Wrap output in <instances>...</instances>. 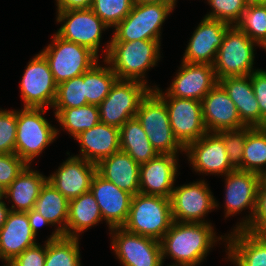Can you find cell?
I'll return each mask as SVG.
<instances>
[{"label":"cell","instance_id":"11a10c76","mask_svg":"<svg viewBox=\"0 0 266 266\" xmlns=\"http://www.w3.org/2000/svg\"><path fill=\"white\" fill-rule=\"evenodd\" d=\"M172 3H173V5L175 6V4H176V0H172Z\"/></svg>","mask_w":266,"mask_h":266},{"label":"cell","instance_id":"b9f144b4","mask_svg":"<svg viewBox=\"0 0 266 266\" xmlns=\"http://www.w3.org/2000/svg\"><path fill=\"white\" fill-rule=\"evenodd\" d=\"M27 164L16 154H0V184L7 188Z\"/></svg>","mask_w":266,"mask_h":266},{"label":"cell","instance_id":"836d02e7","mask_svg":"<svg viewBox=\"0 0 266 266\" xmlns=\"http://www.w3.org/2000/svg\"><path fill=\"white\" fill-rule=\"evenodd\" d=\"M111 66L101 67L98 62L84 72V90L87 103L99 105L109 94L112 85L117 80Z\"/></svg>","mask_w":266,"mask_h":266},{"label":"cell","instance_id":"7402d4cb","mask_svg":"<svg viewBox=\"0 0 266 266\" xmlns=\"http://www.w3.org/2000/svg\"><path fill=\"white\" fill-rule=\"evenodd\" d=\"M97 173V166L81 156H71L58 170L48 177V181L68 200L90 191L91 182Z\"/></svg>","mask_w":266,"mask_h":266},{"label":"cell","instance_id":"d590c367","mask_svg":"<svg viewBox=\"0 0 266 266\" xmlns=\"http://www.w3.org/2000/svg\"><path fill=\"white\" fill-rule=\"evenodd\" d=\"M235 25L264 48L266 46V3L249 1Z\"/></svg>","mask_w":266,"mask_h":266},{"label":"cell","instance_id":"5b68a950","mask_svg":"<svg viewBox=\"0 0 266 266\" xmlns=\"http://www.w3.org/2000/svg\"><path fill=\"white\" fill-rule=\"evenodd\" d=\"M45 108L24 107L17 111L15 153L27 164L55 139L58 129L43 117Z\"/></svg>","mask_w":266,"mask_h":266},{"label":"cell","instance_id":"816d5d0a","mask_svg":"<svg viewBox=\"0 0 266 266\" xmlns=\"http://www.w3.org/2000/svg\"><path fill=\"white\" fill-rule=\"evenodd\" d=\"M260 179L263 180V181H266V169L260 175Z\"/></svg>","mask_w":266,"mask_h":266},{"label":"cell","instance_id":"4dcf8cb0","mask_svg":"<svg viewBox=\"0 0 266 266\" xmlns=\"http://www.w3.org/2000/svg\"><path fill=\"white\" fill-rule=\"evenodd\" d=\"M68 207L69 200L47 181L41 189L34 209L48 220L52 226L59 224L56 230L63 235L67 226Z\"/></svg>","mask_w":266,"mask_h":266},{"label":"cell","instance_id":"db71d44e","mask_svg":"<svg viewBox=\"0 0 266 266\" xmlns=\"http://www.w3.org/2000/svg\"><path fill=\"white\" fill-rule=\"evenodd\" d=\"M252 2H261V3H266V0H250Z\"/></svg>","mask_w":266,"mask_h":266},{"label":"cell","instance_id":"8fae6325","mask_svg":"<svg viewBox=\"0 0 266 266\" xmlns=\"http://www.w3.org/2000/svg\"><path fill=\"white\" fill-rule=\"evenodd\" d=\"M112 248L123 266H161V243L151 237L111 228Z\"/></svg>","mask_w":266,"mask_h":266},{"label":"cell","instance_id":"9c48e42d","mask_svg":"<svg viewBox=\"0 0 266 266\" xmlns=\"http://www.w3.org/2000/svg\"><path fill=\"white\" fill-rule=\"evenodd\" d=\"M151 89L140 81L117 79L98 105L100 122L120 128L136 116L142 99Z\"/></svg>","mask_w":266,"mask_h":266},{"label":"cell","instance_id":"ac0fdd59","mask_svg":"<svg viewBox=\"0 0 266 266\" xmlns=\"http://www.w3.org/2000/svg\"><path fill=\"white\" fill-rule=\"evenodd\" d=\"M217 83L213 65L182 62L180 70L166 92L175 98L202 101Z\"/></svg>","mask_w":266,"mask_h":266},{"label":"cell","instance_id":"83f0119b","mask_svg":"<svg viewBox=\"0 0 266 266\" xmlns=\"http://www.w3.org/2000/svg\"><path fill=\"white\" fill-rule=\"evenodd\" d=\"M48 181L38 171L27 165L5 190V198H12L14 204L10 211L27 212L34 208L42 187Z\"/></svg>","mask_w":266,"mask_h":266},{"label":"cell","instance_id":"9a60e30c","mask_svg":"<svg viewBox=\"0 0 266 266\" xmlns=\"http://www.w3.org/2000/svg\"><path fill=\"white\" fill-rule=\"evenodd\" d=\"M225 217L245 209H251V215L240 222L234 230L246 229L252 222L257 202L260 175L255 172L234 170L226 175Z\"/></svg>","mask_w":266,"mask_h":266},{"label":"cell","instance_id":"8d00e7d4","mask_svg":"<svg viewBox=\"0 0 266 266\" xmlns=\"http://www.w3.org/2000/svg\"><path fill=\"white\" fill-rule=\"evenodd\" d=\"M84 90V73L58 84L57 95L52 108L55 115L62 109L87 105Z\"/></svg>","mask_w":266,"mask_h":266},{"label":"cell","instance_id":"681fc988","mask_svg":"<svg viewBox=\"0 0 266 266\" xmlns=\"http://www.w3.org/2000/svg\"><path fill=\"white\" fill-rule=\"evenodd\" d=\"M135 3H163L172 2V0H134Z\"/></svg>","mask_w":266,"mask_h":266},{"label":"cell","instance_id":"8992f818","mask_svg":"<svg viewBox=\"0 0 266 266\" xmlns=\"http://www.w3.org/2000/svg\"><path fill=\"white\" fill-rule=\"evenodd\" d=\"M135 117L158 154L184 151L173 135L165 101L153 89L142 99Z\"/></svg>","mask_w":266,"mask_h":266},{"label":"cell","instance_id":"f35d334b","mask_svg":"<svg viewBox=\"0 0 266 266\" xmlns=\"http://www.w3.org/2000/svg\"><path fill=\"white\" fill-rule=\"evenodd\" d=\"M213 9L205 17L220 20L229 25L236 24L250 0H207Z\"/></svg>","mask_w":266,"mask_h":266},{"label":"cell","instance_id":"f907efd6","mask_svg":"<svg viewBox=\"0 0 266 266\" xmlns=\"http://www.w3.org/2000/svg\"><path fill=\"white\" fill-rule=\"evenodd\" d=\"M5 190L6 188L2 184H0V198H5Z\"/></svg>","mask_w":266,"mask_h":266},{"label":"cell","instance_id":"30bf717a","mask_svg":"<svg viewBox=\"0 0 266 266\" xmlns=\"http://www.w3.org/2000/svg\"><path fill=\"white\" fill-rule=\"evenodd\" d=\"M152 89L165 101L173 135L183 148L208 132L203 121L201 101L175 98L158 87Z\"/></svg>","mask_w":266,"mask_h":266},{"label":"cell","instance_id":"4fadbf2b","mask_svg":"<svg viewBox=\"0 0 266 266\" xmlns=\"http://www.w3.org/2000/svg\"><path fill=\"white\" fill-rule=\"evenodd\" d=\"M57 12V22L64 24L56 34L66 41L89 48L98 56L101 34L108 26L91 9Z\"/></svg>","mask_w":266,"mask_h":266},{"label":"cell","instance_id":"c3c4849f","mask_svg":"<svg viewBox=\"0 0 266 266\" xmlns=\"http://www.w3.org/2000/svg\"><path fill=\"white\" fill-rule=\"evenodd\" d=\"M2 199L3 198H0V229L3 227L10 212V209L7 208L6 203H4Z\"/></svg>","mask_w":266,"mask_h":266},{"label":"cell","instance_id":"74e56055","mask_svg":"<svg viewBox=\"0 0 266 266\" xmlns=\"http://www.w3.org/2000/svg\"><path fill=\"white\" fill-rule=\"evenodd\" d=\"M134 3V0H93L91 10L108 27H116L130 13Z\"/></svg>","mask_w":266,"mask_h":266},{"label":"cell","instance_id":"7a4b0ae2","mask_svg":"<svg viewBox=\"0 0 266 266\" xmlns=\"http://www.w3.org/2000/svg\"><path fill=\"white\" fill-rule=\"evenodd\" d=\"M160 46L157 40L110 41L104 62L110 64L118 79L146 84L144 74L160 60Z\"/></svg>","mask_w":266,"mask_h":266},{"label":"cell","instance_id":"f5cc1de1","mask_svg":"<svg viewBox=\"0 0 266 266\" xmlns=\"http://www.w3.org/2000/svg\"><path fill=\"white\" fill-rule=\"evenodd\" d=\"M6 262V265L4 266H15L11 261H5Z\"/></svg>","mask_w":266,"mask_h":266},{"label":"cell","instance_id":"ee69618b","mask_svg":"<svg viewBox=\"0 0 266 266\" xmlns=\"http://www.w3.org/2000/svg\"><path fill=\"white\" fill-rule=\"evenodd\" d=\"M251 83L261 112V127H266V71L257 69L252 72Z\"/></svg>","mask_w":266,"mask_h":266},{"label":"cell","instance_id":"7dc6e473","mask_svg":"<svg viewBox=\"0 0 266 266\" xmlns=\"http://www.w3.org/2000/svg\"><path fill=\"white\" fill-rule=\"evenodd\" d=\"M27 216L29 219V224H30L31 230L35 236H37V230H38V228H40V226L51 225V223L48 220H46L34 208L31 209L30 211H27Z\"/></svg>","mask_w":266,"mask_h":266},{"label":"cell","instance_id":"1f68e13d","mask_svg":"<svg viewBox=\"0 0 266 266\" xmlns=\"http://www.w3.org/2000/svg\"><path fill=\"white\" fill-rule=\"evenodd\" d=\"M78 240L55 229L47 240L45 266H81Z\"/></svg>","mask_w":266,"mask_h":266},{"label":"cell","instance_id":"277c9868","mask_svg":"<svg viewBox=\"0 0 266 266\" xmlns=\"http://www.w3.org/2000/svg\"><path fill=\"white\" fill-rule=\"evenodd\" d=\"M174 7L172 2L134 3L130 13L115 27L111 41L160 42L161 26Z\"/></svg>","mask_w":266,"mask_h":266},{"label":"cell","instance_id":"bcb514c9","mask_svg":"<svg viewBox=\"0 0 266 266\" xmlns=\"http://www.w3.org/2000/svg\"><path fill=\"white\" fill-rule=\"evenodd\" d=\"M57 11L91 9L93 0H56Z\"/></svg>","mask_w":266,"mask_h":266},{"label":"cell","instance_id":"603a6c76","mask_svg":"<svg viewBox=\"0 0 266 266\" xmlns=\"http://www.w3.org/2000/svg\"><path fill=\"white\" fill-rule=\"evenodd\" d=\"M80 143L83 159L98 164L120 151V128L99 122L75 137Z\"/></svg>","mask_w":266,"mask_h":266},{"label":"cell","instance_id":"60d3db41","mask_svg":"<svg viewBox=\"0 0 266 266\" xmlns=\"http://www.w3.org/2000/svg\"><path fill=\"white\" fill-rule=\"evenodd\" d=\"M17 111L0 110V154L15 153Z\"/></svg>","mask_w":266,"mask_h":266},{"label":"cell","instance_id":"f546056e","mask_svg":"<svg viewBox=\"0 0 266 266\" xmlns=\"http://www.w3.org/2000/svg\"><path fill=\"white\" fill-rule=\"evenodd\" d=\"M120 150L128 153L138 164L146 163L158 155L136 117L120 127Z\"/></svg>","mask_w":266,"mask_h":266},{"label":"cell","instance_id":"6da1fadb","mask_svg":"<svg viewBox=\"0 0 266 266\" xmlns=\"http://www.w3.org/2000/svg\"><path fill=\"white\" fill-rule=\"evenodd\" d=\"M211 223L176 222L160 240L162 261L169 254L173 265L196 266L206 257L215 240ZM177 262V263H176Z\"/></svg>","mask_w":266,"mask_h":266},{"label":"cell","instance_id":"ffe728a7","mask_svg":"<svg viewBox=\"0 0 266 266\" xmlns=\"http://www.w3.org/2000/svg\"><path fill=\"white\" fill-rule=\"evenodd\" d=\"M202 102L203 121L208 132L218 133L245 127L234 102L224 88L217 83Z\"/></svg>","mask_w":266,"mask_h":266},{"label":"cell","instance_id":"44dd1931","mask_svg":"<svg viewBox=\"0 0 266 266\" xmlns=\"http://www.w3.org/2000/svg\"><path fill=\"white\" fill-rule=\"evenodd\" d=\"M176 157L177 155L158 154L140 164L139 192L170 198L178 172Z\"/></svg>","mask_w":266,"mask_h":266},{"label":"cell","instance_id":"d4e9b609","mask_svg":"<svg viewBox=\"0 0 266 266\" xmlns=\"http://www.w3.org/2000/svg\"><path fill=\"white\" fill-rule=\"evenodd\" d=\"M226 243L228 258L236 266H266V234L234 230Z\"/></svg>","mask_w":266,"mask_h":266},{"label":"cell","instance_id":"d6a6232c","mask_svg":"<svg viewBox=\"0 0 266 266\" xmlns=\"http://www.w3.org/2000/svg\"><path fill=\"white\" fill-rule=\"evenodd\" d=\"M265 165L266 127L246 126V142L243 150L242 171L255 172L261 175Z\"/></svg>","mask_w":266,"mask_h":266},{"label":"cell","instance_id":"2e32d148","mask_svg":"<svg viewBox=\"0 0 266 266\" xmlns=\"http://www.w3.org/2000/svg\"><path fill=\"white\" fill-rule=\"evenodd\" d=\"M184 151L188 153L194 170L199 173L226 175L236 170L230 164L223 139L217 133L207 132L188 144Z\"/></svg>","mask_w":266,"mask_h":266},{"label":"cell","instance_id":"e575fe53","mask_svg":"<svg viewBox=\"0 0 266 266\" xmlns=\"http://www.w3.org/2000/svg\"><path fill=\"white\" fill-rule=\"evenodd\" d=\"M55 116L61 126L74 138L100 122L99 107L91 104L62 109Z\"/></svg>","mask_w":266,"mask_h":266},{"label":"cell","instance_id":"f6af8a7d","mask_svg":"<svg viewBox=\"0 0 266 266\" xmlns=\"http://www.w3.org/2000/svg\"><path fill=\"white\" fill-rule=\"evenodd\" d=\"M47 241L44 247L38 245L27 248L11 262L15 266H45Z\"/></svg>","mask_w":266,"mask_h":266},{"label":"cell","instance_id":"7c38bea8","mask_svg":"<svg viewBox=\"0 0 266 266\" xmlns=\"http://www.w3.org/2000/svg\"><path fill=\"white\" fill-rule=\"evenodd\" d=\"M20 85L24 107H53L58 84L41 53L35 55L28 63Z\"/></svg>","mask_w":266,"mask_h":266},{"label":"cell","instance_id":"f1b7e54d","mask_svg":"<svg viewBox=\"0 0 266 266\" xmlns=\"http://www.w3.org/2000/svg\"><path fill=\"white\" fill-rule=\"evenodd\" d=\"M102 214L91 191L69 200L68 220L63 236L79 237L78 233L102 221Z\"/></svg>","mask_w":266,"mask_h":266},{"label":"cell","instance_id":"cb8c5ba5","mask_svg":"<svg viewBox=\"0 0 266 266\" xmlns=\"http://www.w3.org/2000/svg\"><path fill=\"white\" fill-rule=\"evenodd\" d=\"M35 238L27 212L10 211L0 229V259L12 261L27 248L38 244Z\"/></svg>","mask_w":266,"mask_h":266},{"label":"cell","instance_id":"484cf974","mask_svg":"<svg viewBox=\"0 0 266 266\" xmlns=\"http://www.w3.org/2000/svg\"><path fill=\"white\" fill-rule=\"evenodd\" d=\"M96 166L97 173L105 180L133 196L139 193L140 164L128 153L120 150L103 159Z\"/></svg>","mask_w":266,"mask_h":266},{"label":"cell","instance_id":"7bdbcfd3","mask_svg":"<svg viewBox=\"0 0 266 266\" xmlns=\"http://www.w3.org/2000/svg\"><path fill=\"white\" fill-rule=\"evenodd\" d=\"M246 230L266 234V181L260 179L253 220Z\"/></svg>","mask_w":266,"mask_h":266},{"label":"cell","instance_id":"52a82bcc","mask_svg":"<svg viewBox=\"0 0 266 266\" xmlns=\"http://www.w3.org/2000/svg\"><path fill=\"white\" fill-rule=\"evenodd\" d=\"M255 43L235 24L229 25L213 65L217 79L247 76L256 71L252 70L254 45H260Z\"/></svg>","mask_w":266,"mask_h":266},{"label":"cell","instance_id":"e0dca14e","mask_svg":"<svg viewBox=\"0 0 266 266\" xmlns=\"http://www.w3.org/2000/svg\"><path fill=\"white\" fill-rule=\"evenodd\" d=\"M228 26L224 21L204 17L189 40L182 62L214 65Z\"/></svg>","mask_w":266,"mask_h":266},{"label":"cell","instance_id":"ba28073f","mask_svg":"<svg viewBox=\"0 0 266 266\" xmlns=\"http://www.w3.org/2000/svg\"><path fill=\"white\" fill-rule=\"evenodd\" d=\"M41 54L47 60L57 84L82 75L98 62L99 57L89 48L66 41L57 34Z\"/></svg>","mask_w":266,"mask_h":266},{"label":"cell","instance_id":"3957f363","mask_svg":"<svg viewBox=\"0 0 266 266\" xmlns=\"http://www.w3.org/2000/svg\"><path fill=\"white\" fill-rule=\"evenodd\" d=\"M172 222L170 198L139 192L132 198L129 215L122 228L160 241Z\"/></svg>","mask_w":266,"mask_h":266},{"label":"cell","instance_id":"ab89813d","mask_svg":"<svg viewBox=\"0 0 266 266\" xmlns=\"http://www.w3.org/2000/svg\"><path fill=\"white\" fill-rule=\"evenodd\" d=\"M224 142L230 164L242 171L243 150L246 142V126L240 129L223 130L217 133Z\"/></svg>","mask_w":266,"mask_h":266},{"label":"cell","instance_id":"4316f807","mask_svg":"<svg viewBox=\"0 0 266 266\" xmlns=\"http://www.w3.org/2000/svg\"><path fill=\"white\" fill-rule=\"evenodd\" d=\"M234 102L241 121L246 126L261 127V112L251 83L247 76L226 77L218 80Z\"/></svg>","mask_w":266,"mask_h":266},{"label":"cell","instance_id":"5bb4252c","mask_svg":"<svg viewBox=\"0 0 266 266\" xmlns=\"http://www.w3.org/2000/svg\"><path fill=\"white\" fill-rule=\"evenodd\" d=\"M170 202L176 222L204 223L203 217L218 205L204 181L174 187Z\"/></svg>","mask_w":266,"mask_h":266},{"label":"cell","instance_id":"d6986e66","mask_svg":"<svg viewBox=\"0 0 266 266\" xmlns=\"http://www.w3.org/2000/svg\"><path fill=\"white\" fill-rule=\"evenodd\" d=\"M90 191L109 229L122 227L127 221L133 195L105 180L98 173L92 179Z\"/></svg>","mask_w":266,"mask_h":266}]
</instances>
